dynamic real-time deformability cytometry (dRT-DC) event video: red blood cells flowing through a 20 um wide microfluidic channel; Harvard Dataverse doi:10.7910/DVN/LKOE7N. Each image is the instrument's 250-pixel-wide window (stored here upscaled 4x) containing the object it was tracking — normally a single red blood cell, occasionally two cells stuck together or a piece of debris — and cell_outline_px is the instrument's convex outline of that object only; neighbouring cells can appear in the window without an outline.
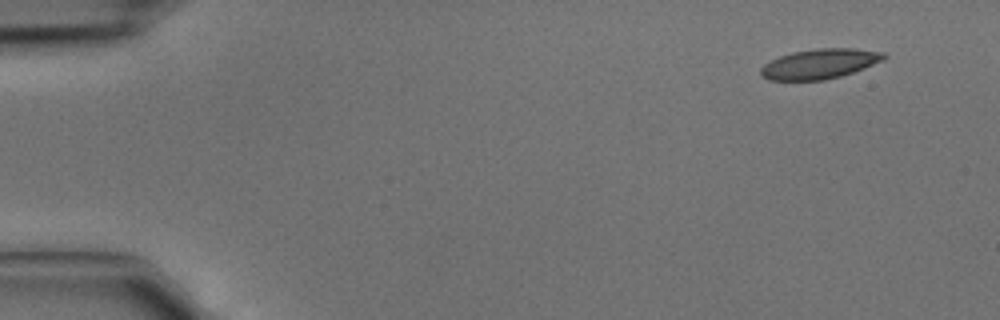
{"species": "common noctule bat (a hibernating species)", "species_latin": "Nyctalus noctula", "temperature_condition": "cold", "stored_images_in_passage": 5, "camera_frame_rate_fps": 3000, "um_per_image_px": 0.085, "animal": {"sex": "male", "body_mass_g": 15.6}, "frame": {"image": 1, "passage_image": 1, "time_ms": 0.0, "image_size_px": [1000, 320], "cell_outline_px": [[888, 56], [884, 60], [864, 68], [840, 76], [824, 80], [768, 80], [760, 76], [760, 68], [764, 64], [780, 56], [792, 52], [816, 48], [852, 48], [884, 52]], "centroid_in_image_um": [69.67, 5.42], "position_along_channel_um": 15.3, "area_um2": 21.5}}
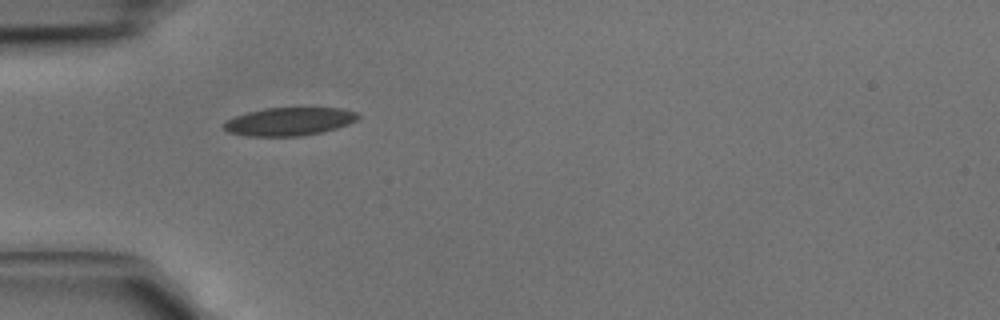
{"frame": {"image": 2, "passage_image": 4, "time_ms": 1.0, "image_size_px": [1000, 320], "cell_outline_px": [[360, 116], [356, 120], [348, 124], [336, 128], [320, 132], [300, 136], [248, 136], [228, 132], [224, 128], [224, 120], [248, 112], [264, 108], [340, 108], [356, 112]], "centroid_in_image_um": [24.56, 10.33], "position_along_channel_um": 60.4, "area_um2": 21.85}}